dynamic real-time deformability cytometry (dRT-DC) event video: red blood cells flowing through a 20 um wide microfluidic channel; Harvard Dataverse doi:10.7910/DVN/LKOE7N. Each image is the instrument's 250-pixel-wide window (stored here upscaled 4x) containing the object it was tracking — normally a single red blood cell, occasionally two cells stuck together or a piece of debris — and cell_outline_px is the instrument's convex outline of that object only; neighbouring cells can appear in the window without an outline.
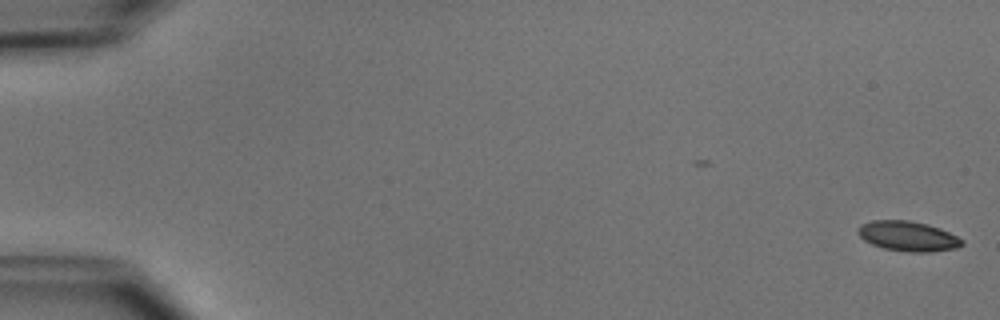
{"species": "common noctule bat (a hibernating species)", "species_latin": "Nyctalus noctula", "temperature_condition": "cold", "stored_images_in_passage": 52, "camera_frame_rate_fps": 3000, "um_per_image_px": 0.085, "animal": {"sex": "male", "body_mass_g": 15.6}, "frame": {"image": 1, "passage_image": 1, "time_ms": 0.0, "image_size_px": [1000, 320], "cell_outline_px": [[964, 244], [956, 248], [932, 252], [908, 252], [884, 248], [872, 244], [864, 240], [856, 232], [856, 228], [860, 224], [872, 220], [908, 220], [928, 224], [940, 228], [964, 240]], "centroid_in_image_um": [77.16, 20.07], "position_along_channel_um": 7.8, "area_um2": 18.32}}
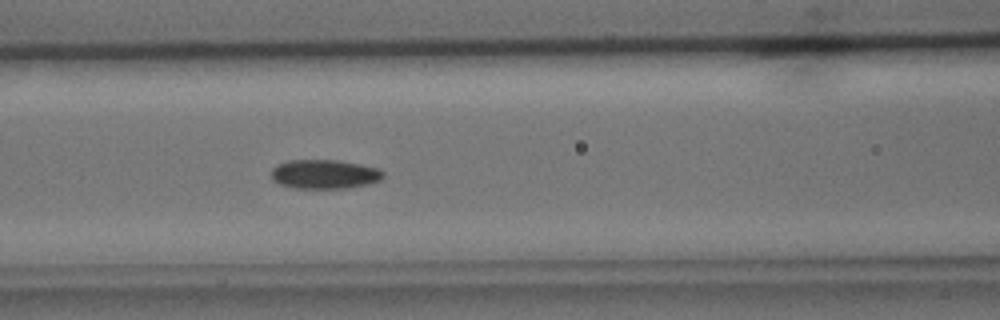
{"frame": {"image": 2, "passage_image": 23, "time_ms": 7.333, "image_size_px": [1000, 320], "cell_outline_px": [[384, 176], [380, 180], [368, 184], [348, 188], [296, 188], [280, 184], [272, 180], [272, 168], [276, 164], [288, 160], [336, 160], [360, 164], [380, 168], [384, 172]], "centroid_in_image_um": [27.59, 14.8], "position_along_channel_um": 139.0, "area_um2": 19.13}}
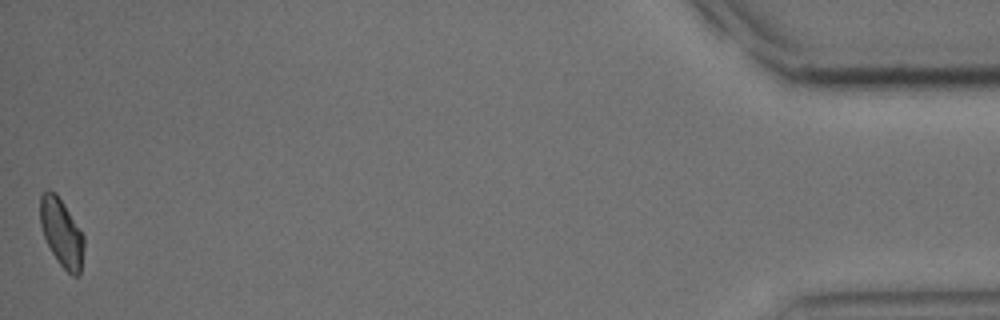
{"frame": {"image": 3, "passage_image": 52, "time_ms": 17.0, "image_size_px": [1000, 320], "cell_outline_px": [[84, 248], [80, 272], [76, 276], [72, 276], [56, 260], [44, 236], [40, 224], [40, 196], [48, 188], [56, 192], [64, 204], [84, 236]], "centroid_in_image_um": [5.23, 19.76], "position_along_channel_um": 430.0, "area_um2": 17.22}, "authors_computed_cell_mechanics": {"area_um2": 18.2937, "velocity_mm_per_s": 3.902, "shape_relaxation_time_tau1_ms": 3.1909, "shape_relaxation_time_tau2_ms": null, "deformation_change_tau1": 0.0706, "deformation_change_tau2": null}}